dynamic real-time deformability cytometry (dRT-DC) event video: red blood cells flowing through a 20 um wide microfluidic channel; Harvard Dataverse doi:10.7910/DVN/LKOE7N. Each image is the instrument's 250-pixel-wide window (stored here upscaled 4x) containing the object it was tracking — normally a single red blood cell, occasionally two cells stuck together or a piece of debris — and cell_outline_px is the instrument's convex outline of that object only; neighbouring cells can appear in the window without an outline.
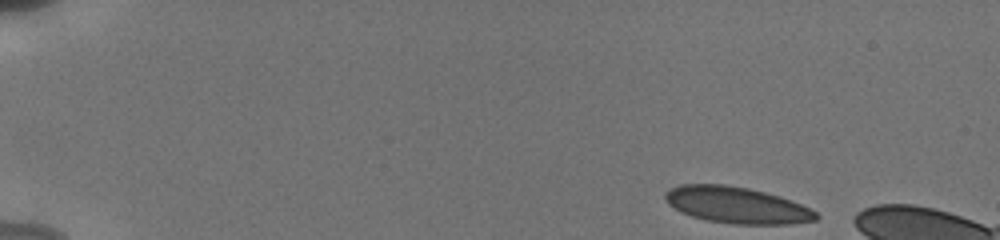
{"species": "human", "species_latin": "Homo sapiens", "temperature_condition": "cold", "stored_images_in_passage": 8, "camera_frame_rate_fps": 3000, "um_per_image_px": 0.085, "donor": {"sex": "male"}, "frame": {"image": 1, "passage_image": 1, "time_ms": 0.0, "image_size_px": [1000, 240], "cell_outline_px": [[820, 216], [816, 220], [788, 224], [732, 224], [704, 220], [680, 212], [668, 204], [664, 196], [664, 192], [668, 188], [680, 184], [724, 184], [748, 188], [780, 196], [800, 204], [816, 212]], "centroid_in_image_um": [62.57, 17.43], "position_along_channel_um": 22.4, "area_um2": 32.14}}